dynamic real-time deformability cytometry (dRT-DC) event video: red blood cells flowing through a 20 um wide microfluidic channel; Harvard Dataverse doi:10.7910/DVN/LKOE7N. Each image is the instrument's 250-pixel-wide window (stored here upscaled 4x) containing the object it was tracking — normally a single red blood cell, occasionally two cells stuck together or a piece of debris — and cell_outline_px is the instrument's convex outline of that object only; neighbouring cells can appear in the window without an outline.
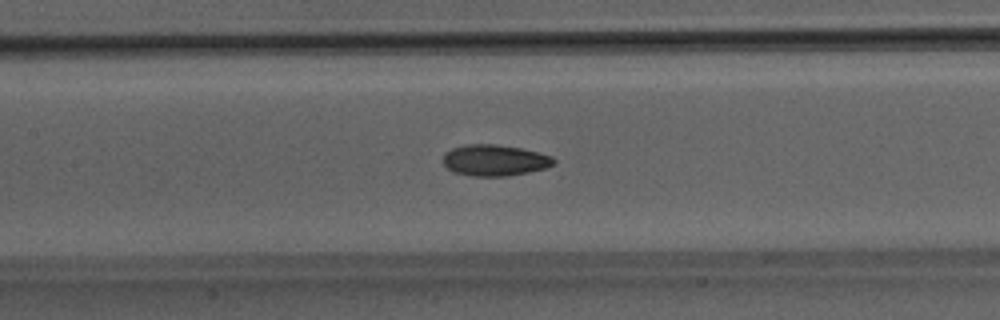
{"species": "Egyptian fruit bat (a non-hibernating species)", "species_latin": "Rousettus aegyptiacus", "temperature_condition": "room temperature", "stored_images_in_passage": 51, "camera_frame_rate_fps": 3000, "um_per_image_px": 0.085, "animal": {"sex": "male"}, "frame": {"image": 1, "passage_image": 24, "time_ms": 7.667, "image_size_px": [1000, 320], "cell_outline_px": [[556, 160], [548, 168], [508, 176], [472, 176], [452, 172], [444, 164], [444, 152], [452, 148], [464, 144], [496, 144], [520, 148], [552, 156]], "centroid_in_image_um": [42.03, 13.62], "position_along_channel_um": 165.4, "area_um2": 20.17}}
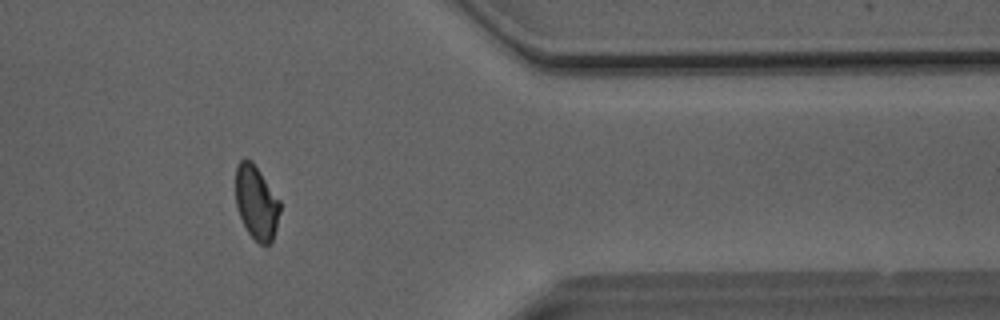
{"frame": {"image": 2, "passage_image": 42, "time_ms": 13.667, "image_size_px": [1000, 320], "cell_outline_px": [[280, 212], [276, 228], [272, 240], [268, 244], [260, 244], [248, 232], [240, 216], [236, 204], [236, 164], [244, 156], [252, 160], [280, 200]], "centroid_in_image_um": [21.79, 17.16], "position_along_channel_um": 389.6, "area_um2": 19.07}}
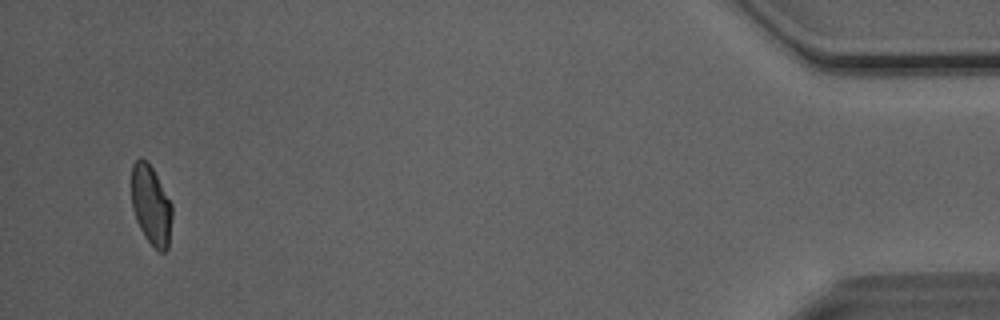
{"frame": {"image": 3, "passage_image": 49, "time_ms": 16.0, "image_size_px": [1000, 320], "cell_outline_px": [[172, 216], [168, 248], [164, 252], [160, 252], [144, 236], [136, 220], [132, 208], [132, 164], [140, 156], [148, 160], [172, 204]], "centroid_in_image_um": [12.84, 17.41], "position_along_channel_um": 422.4, "area_um2": 18.84}, "authors_computed_cell_mechanics": {"area_um2": 19.8254, "velocity_mm_per_s": 4.0631, "shape_relaxation_time_tau1_ms": 6.3699, "shape_relaxation_time_tau2_ms": 2.0553, "deformation_change_tau1": 0.1748, "deformation_change_tau2": 0.0714}}